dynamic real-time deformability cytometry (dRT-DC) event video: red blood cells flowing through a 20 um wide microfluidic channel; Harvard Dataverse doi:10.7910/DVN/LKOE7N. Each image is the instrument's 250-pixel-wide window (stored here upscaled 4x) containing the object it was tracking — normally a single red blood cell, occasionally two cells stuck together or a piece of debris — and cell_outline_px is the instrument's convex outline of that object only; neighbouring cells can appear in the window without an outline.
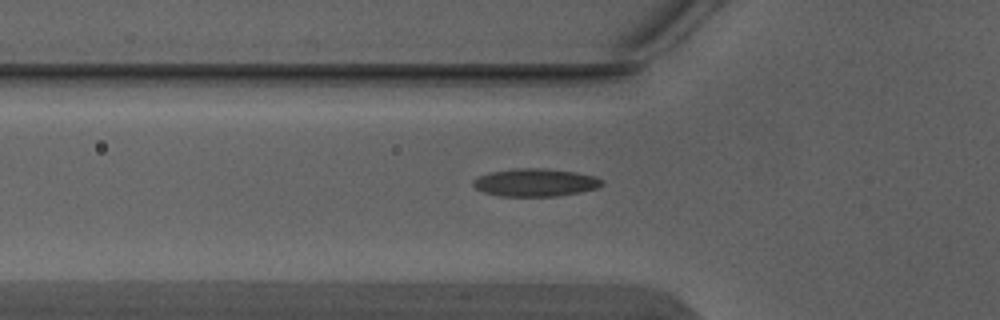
{"species": "Egyptian fruit bat (a non-hibernating species)", "species_latin": "Rousettus aegyptiacus", "temperature_condition": "warm", "stored_images_in_passage": 5, "camera_frame_rate_fps": 3000, "um_per_image_px": 0.085, "animal": {"sex": "male"}, "frame": {"image": 1, "passage_image": 5, "time_ms": 1.333, "image_size_px": [1000, 320], "cell_outline_px": [[604, 184], [596, 188], [580, 192], [556, 196], [500, 196], [484, 192], [476, 188], [472, 184], [472, 180], [480, 176], [492, 172], [512, 168], [544, 168], [576, 172], [596, 176], [604, 180]], "centroid_in_image_um": [45.53, 15.5], "position_along_channel_um": 80.3, "area_um2": 20.92}}